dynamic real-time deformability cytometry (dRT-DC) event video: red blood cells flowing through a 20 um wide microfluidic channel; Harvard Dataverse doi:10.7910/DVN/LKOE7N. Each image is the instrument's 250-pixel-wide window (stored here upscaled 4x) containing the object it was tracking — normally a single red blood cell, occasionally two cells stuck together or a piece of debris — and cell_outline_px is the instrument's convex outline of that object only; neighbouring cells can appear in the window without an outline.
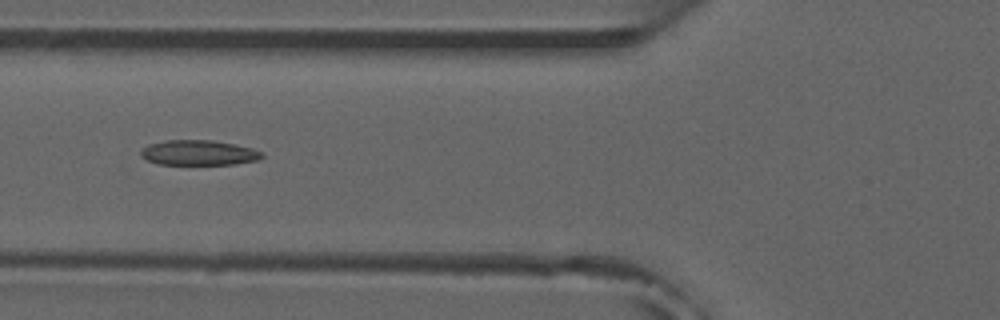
{"species": "common noctule bat (a hibernating species)", "species_latin": "Nyctalus noctula", "temperature_condition": "room temperature", "stored_images_in_passage": 7, "camera_frame_rate_fps": 3000, "um_per_image_px": 0.085, "animal": {"sex": "male", "forearm_length_mm": 52.5}, "frame": {"image": 1, "passage_image": 7, "time_ms": 7.0, "image_size_px": [1000, 320], "cell_outline_px": [[264, 156], [260, 160], [236, 164], [160, 164], [148, 160], [140, 156], [140, 152], [148, 144], [164, 140], [212, 140], [252, 148], [264, 152]], "centroid_in_image_um": [16.92, 12.98], "position_along_channel_um": 108.9, "area_um2": 17.74}}